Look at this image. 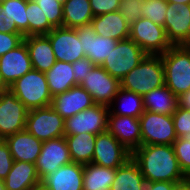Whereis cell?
I'll return each instance as SVG.
<instances>
[{
  "mask_svg": "<svg viewBox=\"0 0 190 190\" xmlns=\"http://www.w3.org/2000/svg\"><path fill=\"white\" fill-rule=\"evenodd\" d=\"M121 88L144 96L151 90L164 86V67L161 55L147 54L144 59L121 80Z\"/></svg>",
  "mask_w": 190,
  "mask_h": 190,
  "instance_id": "2",
  "label": "cell"
},
{
  "mask_svg": "<svg viewBox=\"0 0 190 190\" xmlns=\"http://www.w3.org/2000/svg\"><path fill=\"white\" fill-rule=\"evenodd\" d=\"M143 107L145 111L173 115L178 107V97L164 85L143 96Z\"/></svg>",
  "mask_w": 190,
  "mask_h": 190,
  "instance_id": "25",
  "label": "cell"
},
{
  "mask_svg": "<svg viewBox=\"0 0 190 190\" xmlns=\"http://www.w3.org/2000/svg\"><path fill=\"white\" fill-rule=\"evenodd\" d=\"M146 182L179 183L187 179L182 172L172 145H141L132 152Z\"/></svg>",
  "mask_w": 190,
  "mask_h": 190,
  "instance_id": "1",
  "label": "cell"
},
{
  "mask_svg": "<svg viewBox=\"0 0 190 190\" xmlns=\"http://www.w3.org/2000/svg\"><path fill=\"white\" fill-rule=\"evenodd\" d=\"M178 106L180 108L190 110V90L178 96Z\"/></svg>",
  "mask_w": 190,
  "mask_h": 190,
  "instance_id": "44",
  "label": "cell"
},
{
  "mask_svg": "<svg viewBox=\"0 0 190 190\" xmlns=\"http://www.w3.org/2000/svg\"><path fill=\"white\" fill-rule=\"evenodd\" d=\"M130 158H132V152L122 145L111 133L105 131L96 135L92 163L102 167L117 169Z\"/></svg>",
  "mask_w": 190,
  "mask_h": 190,
  "instance_id": "12",
  "label": "cell"
},
{
  "mask_svg": "<svg viewBox=\"0 0 190 190\" xmlns=\"http://www.w3.org/2000/svg\"><path fill=\"white\" fill-rule=\"evenodd\" d=\"M23 41L28 48L33 69L46 73L57 61L50 40L45 35L24 37Z\"/></svg>",
  "mask_w": 190,
  "mask_h": 190,
  "instance_id": "24",
  "label": "cell"
},
{
  "mask_svg": "<svg viewBox=\"0 0 190 190\" xmlns=\"http://www.w3.org/2000/svg\"><path fill=\"white\" fill-rule=\"evenodd\" d=\"M169 3L190 4V0H166Z\"/></svg>",
  "mask_w": 190,
  "mask_h": 190,
  "instance_id": "48",
  "label": "cell"
},
{
  "mask_svg": "<svg viewBox=\"0 0 190 190\" xmlns=\"http://www.w3.org/2000/svg\"><path fill=\"white\" fill-rule=\"evenodd\" d=\"M8 17V32L28 37L27 0H0Z\"/></svg>",
  "mask_w": 190,
  "mask_h": 190,
  "instance_id": "32",
  "label": "cell"
},
{
  "mask_svg": "<svg viewBox=\"0 0 190 190\" xmlns=\"http://www.w3.org/2000/svg\"><path fill=\"white\" fill-rule=\"evenodd\" d=\"M109 107L94 104L72 117L65 119L64 136L80 133L100 134L107 131Z\"/></svg>",
  "mask_w": 190,
  "mask_h": 190,
  "instance_id": "9",
  "label": "cell"
},
{
  "mask_svg": "<svg viewBox=\"0 0 190 190\" xmlns=\"http://www.w3.org/2000/svg\"><path fill=\"white\" fill-rule=\"evenodd\" d=\"M60 4L64 5L67 0H57Z\"/></svg>",
  "mask_w": 190,
  "mask_h": 190,
  "instance_id": "51",
  "label": "cell"
},
{
  "mask_svg": "<svg viewBox=\"0 0 190 190\" xmlns=\"http://www.w3.org/2000/svg\"><path fill=\"white\" fill-rule=\"evenodd\" d=\"M177 138L190 139V110L177 107L172 115Z\"/></svg>",
  "mask_w": 190,
  "mask_h": 190,
  "instance_id": "37",
  "label": "cell"
},
{
  "mask_svg": "<svg viewBox=\"0 0 190 190\" xmlns=\"http://www.w3.org/2000/svg\"><path fill=\"white\" fill-rule=\"evenodd\" d=\"M163 27L172 46L183 45L190 35V4L167 2Z\"/></svg>",
  "mask_w": 190,
  "mask_h": 190,
  "instance_id": "15",
  "label": "cell"
},
{
  "mask_svg": "<svg viewBox=\"0 0 190 190\" xmlns=\"http://www.w3.org/2000/svg\"><path fill=\"white\" fill-rule=\"evenodd\" d=\"M92 96L80 85L53 96L51 107L65 120L94 105Z\"/></svg>",
  "mask_w": 190,
  "mask_h": 190,
  "instance_id": "19",
  "label": "cell"
},
{
  "mask_svg": "<svg viewBox=\"0 0 190 190\" xmlns=\"http://www.w3.org/2000/svg\"><path fill=\"white\" fill-rule=\"evenodd\" d=\"M32 69L28 48L24 41L0 57V73L8 86Z\"/></svg>",
  "mask_w": 190,
  "mask_h": 190,
  "instance_id": "20",
  "label": "cell"
},
{
  "mask_svg": "<svg viewBox=\"0 0 190 190\" xmlns=\"http://www.w3.org/2000/svg\"><path fill=\"white\" fill-rule=\"evenodd\" d=\"M14 159L5 139L0 138V179L4 180L10 172Z\"/></svg>",
  "mask_w": 190,
  "mask_h": 190,
  "instance_id": "39",
  "label": "cell"
},
{
  "mask_svg": "<svg viewBox=\"0 0 190 190\" xmlns=\"http://www.w3.org/2000/svg\"><path fill=\"white\" fill-rule=\"evenodd\" d=\"M44 74L52 97L78 85L75 81L72 63L56 61Z\"/></svg>",
  "mask_w": 190,
  "mask_h": 190,
  "instance_id": "26",
  "label": "cell"
},
{
  "mask_svg": "<svg viewBox=\"0 0 190 190\" xmlns=\"http://www.w3.org/2000/svg\"><path fill=\"white\" fill-rule=\"evenodd\" d=\"M165 85L178 97L190 90V50L171 46L161 54Z\"/></svg>",
  "mask_w": 190,
  "mask_h": 190,
  "instance_id": "3",
  "label": "cell"
},
{
  "mask_svg": "<svg viewBox=\"0 0 190 190\" xmlns=\"http://www.w3.org/2000/svg\"><path fill=\"white\" fill-rule=\"evenodd\" d=\"M176 184L175 182L166 181L147 182L145 190H173Z\"/></svg>",
  "mask_w": 190,
  "mask_h": 190,
  "instance_id": "43",
  "label": "cell"
},
{
  "mask_svg": "<svg viewBox=\"0 0 190 190\" xmlns=\"http://www.w3.org/2000/svg\"><path fill=\"white\" fill-rule=\"evenodd\" d=\"M94 66L95 64L87 57H84L72 63L75 81L78 85L84 80L87 73L92 70Z\"/></svg>",
  "mask_w": 190,
  "mask_h": 190,
  "instance_id": "42",
  "label": "cell"
},
{
  "mask_svg": "<svg viewBox=\"0 0 190 190\" xmlns=\"http://www.w3.org/2000/svg\"><path fill=\"white\" fill-rule=\"evenodd\" d=\"M184 48L190 50V35L187 38V40L184 42V44L182 45Z\"/></svg>",
  "mask_w": 190,
  "mask_h": 190,
  "instance_id": "49",
  "label": "cell"
},
{
  "mask_svg": "<svg viewBox=\"0 0 190 190\" xmlns=\"http://www.w3.org/2000/svg\"><path fill=\"white\" fill-rule=\"evenodd\" d=\"M65 136L43 141L40 155L35 166L39 178L42 180L59 167L71 163Z\"/></svg>",
  "mask_w": 190,
  "mask_h": 190,
  "instance_id": "14",
  "label": "cell"
},
{
  "mask_svg": "<svg viewBox=\"0 0 190 190\" xmlns=\"http://www.w3.org/2000/svg\"><path fill=\"white\" fill-rule=\"evenodd\" d=\"M76 30L85 57L89 58L95 65L101 66L106 57L115 48L118 41L113 38H105L97 35L91 23L77 27Z\"/></svg>",
  "mask_w": 190,
  "mask_h": 190,
  "instance_id": "16",
  "label": "cell"
},
{
  "mask_svg": "<svg viewBox=\"0 0 190 190\" xmlns=\"http://www.w3.org/2000/svg\"><path fill=\"white\" fill-rule=\"evenodd\" d=\"M94 17L119 10L120 0H89Z\"/></svg>",
  "mask_w": 190,
  "mask_h": 190,
  "instance_id": "40",
  "label": "cell"
},
{
  "mask_svg": "<svg viewBox=\"0 0 190 190\" xmlns=\"http://www.w3.org/2000/svg\"><path fill=\"white\" fill-rule=\"evenodd\" d=\"M146 184L138 164L130 158L124 165L116 169L110 190H145Z\"/></svg>",
  "mask_w": 190,
  "mask_h": 190,
  "instance_id": "27",
  "label": "cell"
},
{
  "mask_svg": "<svg viewBox=\"0 0 190 190\" xmlns=\"http://www.w3.org/2000/svg\"><path fill=\"white\" fill-rule=\"evenodd\" d=\"M166 11V0H151L144 2L143 8L141 9V16L151 20L159 26H164Z\"/></svg>",
  "mask_w": 190,
  "mask_h": 190,
  "instance_id": "34",
  "label": "cell"
},
{
  "mask_svg": "<svg viewBox=\"0 0 190 190\" xmlns=\"http://www.w3.org/2000/svg\"><path fill=\"white\" fill-rule=\"evenodd\" d=\"M47 17L49 23L54 27L63 26V5L57 0H33Z\"/></svg>",
  "mask_w": 190,
  "mask_h": 190,
  "instance_id": "35",
  "label": "cell"
},
{
  "mask_svg": "<svg viewBox=\"0 0 190 190\" xmlns=\"http://www.w3.org/2000/svg\"><path fill=\"white\" fill-rule=\"evenodd\" d=\"M139 120L141 145H172L177 139L172 115L144 111Z\"/></svg>",
  "mask_w": 190,
  "mask_h": 190,
  "instance_id": "6",
  "label": "cell"
},
{
  "mask_svg": "<svg viewBox=\"0 0 190 190\" xmlns=\"http://www.w3.org/2000/svg\"><path fill=\"white\" fill-rule=\"evenodd\" d=\"M91 96L95 104L109 106L119 89L121 83L118 78L112 77L103 67L95 65L79 84Z\"/></svg>",
  "mask_w": 190,
  "mask_h": 190,
  "instance_id": "10",
  "label": "cell"
},
{
  "mask_svg": "<svg viewBox=\"0 0 190 190\" xmlns=\"http://www.w3.org/2000/svg\"><path fill=\"white\" fill-rule=\"evenodd\" d=\"M45 36L50 40L57 61L74 63L85 57L76 29L56 27Z\"/></svg>",
  "mask_w": 190,
  "mask_h": 190,
  "instance_id": "13",
  "label": "cell"
},
{
  "mask_svg": "<svg viewBox=\"0 0 190 190\" xmlns=\"http://www.w3.org/2000/svg\"><path fill=\"white\" fill-rule=\"evenodd\" d=\"M9 90V86L3 80V77L0 73V93Z\"/></svg>",
  "mask_w": 190,
  "mask_h": 190,
  "instance_id": "47",
  "label": "cell"
},
{
  "mask_svg": "<svg viewBox=\"0 0 190 190\" xmlns=\"http://www.w3.org/2000/svg\"><path fill=\"white\" fill-rule=\"evenodd\" d=\"M0 32L9 33L8 32V17L6 12L3 10V6L0 3Z\"/></svg>",
  "mask_w": 190,
  "mask_h": 190,
  "instance_id": "45",
  "label": "cell"
},
{
  "mask_svg": "<svg viewBox=\"0 0 190 190\" xmlns=\"http://www.w3.org/2000/svg\"><path fill=\"white\" fill-rule=\"evenodd\" d=\"M9 89L28 110L51 106L53 97L45 74L36 69L24 74Z\"/></svg>",
  "mask_w": 190,
  "mask_h": 190,
  "instance_id": "4",
  "label": "cell"
},
{
  "mask_svg": "<svg viewBox=\"0 0 190 190\" xmlns=\"http://www.w3.org/2000/svg\"><path fill=\"white\" fill-rule=\"evenodd\" d=\"M143 0H120L119 12L131 26L136 20L140 19Z\"/></svg>",
  "mask_w": 190,
  "mask_h": 190,
  "instance_id": "38",
  "label": "cell"
},
{
  "mask_svg": "<svg viewBox=\"0 0 190 190\" xmlns=\"http://www.w3.org/2000/svg\"><path fill=\"white\" fill-rule=\"evenodd\" d=\"M116 169L94 163L84 165L83 190H110Z\"/></svg>",
  "mask_w": 190,
  "mask_h": 190,
  "instance_id": "31",
  "label": "cell"
},
{
  "mask_svg": "<svg viewBox=\"0 0 190 190\" xmlns=\"http://www.w3.org/2000/svg\"><path fill=\"white\" fill-rule=\"evenodd\" d=\"M24 40L21 33H2L0 32V57L8 51L15 49Z\"/></svg>",
  "mask_w": 190,
  "mask_h": 190,
  "instance_id": "41",
  "label": "cell"
},
{
  "mask_svg": "<svg viewBox=\"0 0 190 190\" xmlns=\"http://www.w3.org/2000/svg\"><path fill=\"white\" fill-rule=\"evenodd\" d=\"M178 163L184 175L190 177V139L177 138L172 144Z\"/></svg>",
  "mask_w": 190,
  "mask_h": 190,
  "instance_id": "36",
  "label": "cell"
},
{
  "mask_svg": "<svg viewBox=\"0 0 190 190\" xmlns=\"http://www.w3.org/2000/svg\"><path fill=\"white\" fill-rule=\"evenodd\" d=\"M147 54L130 38L117 42L103 61V67L112 77L121 80L135 68Z\"/></svg>",
  "mask_w": 190,
  "mask_h": 190,
  "instance_id": "5",
  "label": "cell"
},
{
  "mask_svg": "<svg viewBox=\"0 0 190 190\" xmlns=\"http://www.w3.org/2000/svg\"><path fill=\"white\" fill-rule=\"evenodd\" d=\"M65 139L72 162L83 165L92 163L95 150V134L84 132L77 135L65 136Z\"/></svg>",
  "mask_w": 190,
  "mask_h": 190,
  "instance_id": "28",
  "label": "cell"
},
{
  "mask_svg": "<svg viewBox=\"0 0 190 190\" xmlns=\"http://www.w3.org/2000/svg\"><path fill=\"white\" fill-rule=\"evenodd\" d=\"M173 190H190V179L187 178L186 180L177 183Z\"/></svg>",
  "mask_w": 190,
  "mask_h": 190,
  "instance_id": "46",
  "label": "cell"
},
{
  "mask_svg": "<svg viewBox=\"0 0 190 190\" xmlns=\"http://www.w3.org/2000/svg\"><path fill=\"white\" fill-rule=\"evenodd\" d=\"M0 190H7L5 187L4 180H1V179H0Z\"/></svg>",
  "mask_w": 190,
  "mask_h": 190,
  "instance_id": "50",
  "label": "cell"
},
{
  "mask_svg": "<svg viewBox=\"0 0 190 190\" xmlns=\"http://www.w3.org/2000/svg\"><path fill=\"white\" fill-rule=\"evenodd\" d=\"M94 15L89 0H67L63 5V26L68 28L90 24Z\"/></svg>",
  "mask_w": 190,
  "mask_h": 190,
  "instance_id": "30",
  "label": "cell"
},
{
  "mask_svg": "<svg viewBox=\"0 0 190 190\" xmlns=\"http://www.w3.org/2000/svg\"><path fill=\"white\" fill-rule=\"evenodd\" d=\"M4 183L7 190H34L40 188L41 179L38 176L35 164L14 161Z\"/></svg>",
  "mask_w": 190,
  "mask_h": 190,
  "instance_id": "22",
  "label": "cell"
},
{
  "mask_svg": "<svg viewBox=\"0 0 190 190\" xmlns=\"http://www.w3.org/2000/svg\"><path fill=\"white\" fill-rule=\"evenodd\" d=\"M108 107L109 114L132 116L135 118H139L145 111L143 107V96L122 88L119 89Z\"/></svg>",
  "mask_w": 190,
  "mask_h": 190,
  "instance_id": "29",
  "label": "cell"
},
{
  "mask_svg": "<svg viewBox=\"0 0 190 190\" xmlns=\"http://www.w3.org/2000/svg\"><path fill=\"white\" fill-rule=\"evenodd\" d=\"M129 38L149 55H161L172 46L165 28L143 17L130 26Z\"/></svg>",
  "mask_w": 190,
  "mask_h": 190,
  "instance_id": "7",
  "label": "cell"
},
{
  "mask_svg": "<svg viewBox=\"0 0 190 190\" xmlns=\"http://www.w3.org/2000/svg\"><path fill=\"white\" fill-rule=\"evenodd\" d=\"M5 140L14 161L36 163L43 141L37 139L26 129L7 136Z\"/></svg>",
  "mask_w": 190,
  "mask_h": 190,
  "instance_id": "21",
  "label": "cell"
},
{
  "mask_svg": "<svg viewBox=\"0 0 190 190\" xmlns=\"http://www.w3.org/2000/svg\"><path fill=\"white\" fill-rule=\"evenodd\" d=\"M28 36L48 34L54 27L49 23L40 6L33 0H27Z\"/></svg>",
  "mask_w": 190,
  "mask_h": 190,
  "instance_id": "33",
  "label": "cell"
},
{
  "mask_svg": "<svg viewBox=\"0 0 190 190\" xmlns=\"http://www.w3.org/2000/svg\"><path fill=\"white\" fill-rule=\"evenodd\" d=\"M28 109L9 90L0 93V138L25 130Z\"/></svg>",
  "mask_w": 190,
  "mask_h": 190,
  "instance_id": "11",
  "label": "cell"
},
{
  "mask_svg": "<svg viewBox=\"0 0 190 190\" xmlns=\"http://www.w3.org/2000/svg\"><path fill=\"white\" fill-rule=\"evenodd\" d=\"M107 131L130 152H133L141 146V128L139 118L109 114Z\"/></svg>",
  "mask_w": 190,
  "mask_h": 190,
  "instance_id": "18",
  "label": "cell"
},
{
  "mask_svg": "<svg viewBox=\"0 0 190 190\" xmlns=\"http://www.w3.org/2000/svg\"><path fill=\"white\" fill-rule=\"evenodd\" d=\"M65 120L51 107L28 111L25 129L41 141L64 136Z\"/></svg>",
  "mask_w": 190,
  "mask_h": 190,
  "instance_id": "8",
  "label": "cell"
},
{
  "mask_svg": "<svg viewBox=\"0 0 190 190\" xmlns=\"http://www.w3.org/2000/svg\"><path fill=\"white\" fill-rule=\"evenodd\" d=\"M91 25L97 35L105 38H113L120 41L128 39L130 36V25L119 11L94 17Z\"/></svg>",
  "mask_w": 190,
  "mask_h": 190,
  "instance_id": "23",
  "label": "cell"
},
{
  "mask_svg": "<svg viewBox=\"0 0 190 190\" xmlns=\"http://www.w3.org/2000/svg\"><path fill=\"white\" fill-rule=\"evenodd\" d=\"M84 165L71 162L41 180V190H83Z\"/></svg>",
  "mask_w": 190,
  "mask_h": 190,
  "instance_id": "17",
  "label": "cell"
}]
</instances>
